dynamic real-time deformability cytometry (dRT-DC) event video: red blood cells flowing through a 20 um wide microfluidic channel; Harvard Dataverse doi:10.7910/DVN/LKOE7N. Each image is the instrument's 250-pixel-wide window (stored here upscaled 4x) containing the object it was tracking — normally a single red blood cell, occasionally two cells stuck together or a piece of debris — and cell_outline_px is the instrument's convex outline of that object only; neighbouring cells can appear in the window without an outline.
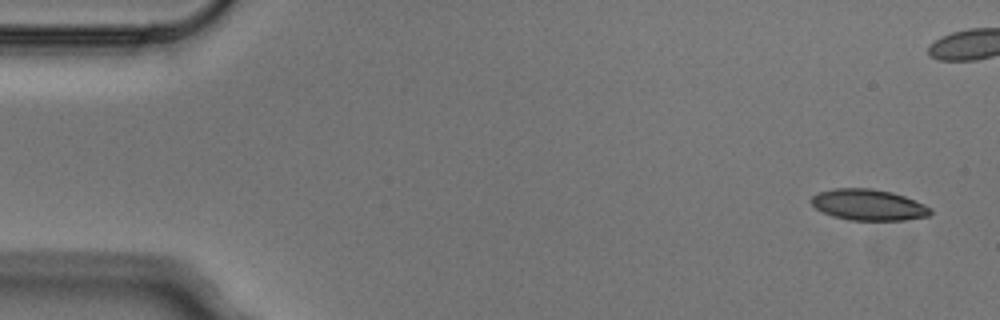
{"species": "Egyptian fruit bat (a non-hibernating species)", "species_latin": "Rousettus aegyptiacus", "temperature_condition": "cold", "stored_images_in_passage": 5, "camera_frame_rate_fps": 3000, "um_per_image_px": 0.085, "animal": {"sex": "male"}, "frame": {"image": 1, "passage_image": 1, "time_ms": 0.0, "image_size_px": [1000, 320], "cell_outline_px": [[932, 212], [928, 216], [904, 220], [848, 220], [832, 216], [816, 208], [812, 204], [812, 196], [820, 192], [832, 188], [872, 188], [892, 192], [904, 196], [924, 204], [932, 208]], "centroid_in_image_um": [73.83, 17.41], "position_along_channel_um": 11.2, "area_um2": 21.56}}